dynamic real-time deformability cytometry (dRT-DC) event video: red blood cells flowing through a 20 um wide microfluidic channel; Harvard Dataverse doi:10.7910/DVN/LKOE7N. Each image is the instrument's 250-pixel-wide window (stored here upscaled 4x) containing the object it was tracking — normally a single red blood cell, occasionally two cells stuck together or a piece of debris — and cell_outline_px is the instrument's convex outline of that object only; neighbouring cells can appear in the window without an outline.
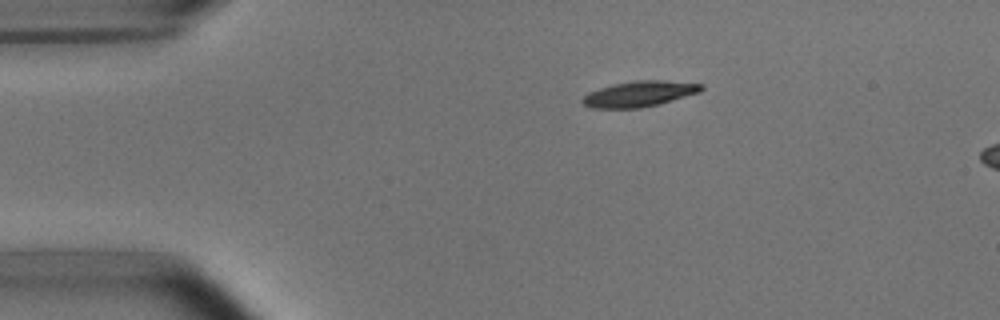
{"species": "common noctule bat (a hibernating species)", "species_latin": "Nyctalus noctula", "temperature_condition": "room temperature", "stored_images_in_passage": 6, "camera_frame_rate_fps": 3000, "um_per_image_px": 0.085, "animal": {"sex": "male", "body_mass_g": 15.6}, "frame": {"image": 1, "passage_image": 1, "time_ms": 0.0, "image_size_px": [1000, 320], "cell_outline_px": [[704, 88], [700, 92], [660, 104], [640, 108], [592, 108], [584, 104], [580, 100], [588, 92], [612, 84], [636, 80], [664, 80], [704, 84]], "centroid_in_image_um": [54.36, 7.97], "position_along_channel_um": 30.6, "area_um2": 17.86}}